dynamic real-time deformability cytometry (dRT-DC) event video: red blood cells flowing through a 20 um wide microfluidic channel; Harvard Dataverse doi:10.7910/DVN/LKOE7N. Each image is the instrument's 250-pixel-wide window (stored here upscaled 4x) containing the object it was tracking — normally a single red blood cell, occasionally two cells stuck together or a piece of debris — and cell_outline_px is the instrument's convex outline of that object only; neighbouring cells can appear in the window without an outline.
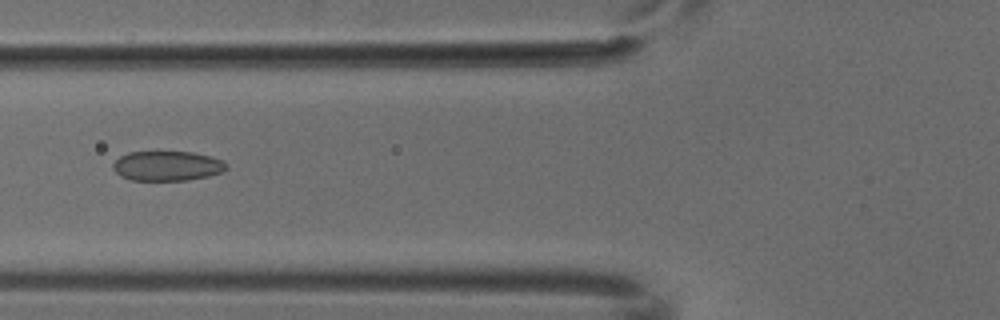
{"species": "common noctule bat (a hibernating species)", "species_latin": "Nyctalus noctula", "temperature_condition": "cold", "stored_images_in_passage": 4, "camera_frame_rate_fps": 3000, "um_per_image_px": 0.085, "animal": {"sex": "male", "body_mass_g": 18.8}, "frame": {"image": 1, "passage_image": 4, "time_ms": 1.0, "image_size_px": [1000, 320], "cell_outline_px": [[228, 168], [224, 172], [208, 176], [188, 180], [132, 180], [120, 176], [112, 168], [112, 164], [120, 156], [128, 152], [192, 152], [212, 156], [224, 160], [228, 164]], "centroid_in_image_um": [14.26, 14.1], "position_along_channel_um": 111.5, "area_um2": 19.88}}